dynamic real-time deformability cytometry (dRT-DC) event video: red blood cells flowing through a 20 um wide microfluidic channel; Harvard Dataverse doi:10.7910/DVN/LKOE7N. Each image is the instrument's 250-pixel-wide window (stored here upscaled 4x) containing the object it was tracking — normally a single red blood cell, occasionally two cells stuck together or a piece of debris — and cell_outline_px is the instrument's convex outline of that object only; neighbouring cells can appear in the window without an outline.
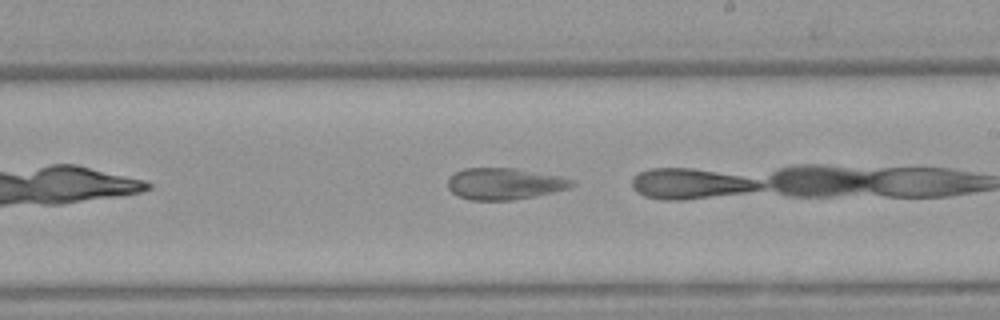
{"species": "Egyptian fruit bat (a non-hibernating species)", "species_latin": "Rousettus aegyptiacus", "temperature_condition": "warm", "stored_images_in_passage": 19, "camera_frame_rate_fps": 3000, "um_per_image_px": 0.085, "animal": {"sex": "female"}, "frame": {"image": 1, "passage_image": 14, "time_ms": 4.333, "image_size_px": [1000, 320], "cell_outline_px": [[576, 184], [572, 188], [536, 196], [512, 200], [472, 200], [456, 196], [448, 188], [448, 176], [464, 168], [516, 168], [564, 176], [572, 180]], "centroid_in_image_um": [42.92, 15.61], "position_along_channel_um": 246.1, "area_um2": 23.24}}